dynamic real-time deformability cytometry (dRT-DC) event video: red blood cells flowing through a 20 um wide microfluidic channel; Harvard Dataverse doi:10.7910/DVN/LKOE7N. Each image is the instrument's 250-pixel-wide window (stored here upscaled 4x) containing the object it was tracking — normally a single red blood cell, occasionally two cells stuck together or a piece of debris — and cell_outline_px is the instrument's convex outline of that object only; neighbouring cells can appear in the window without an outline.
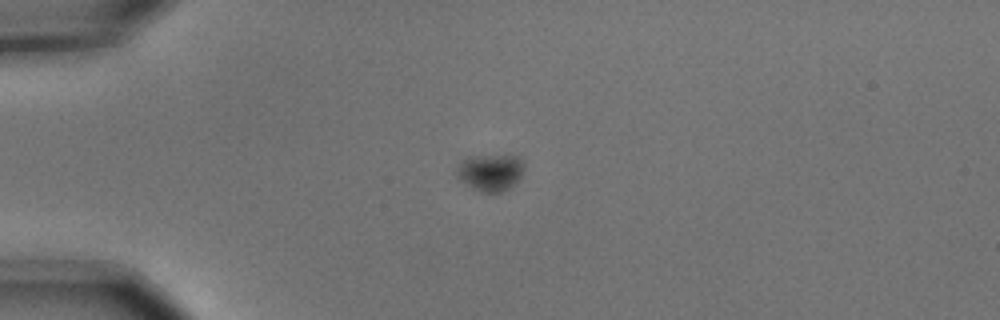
{"species": "common noctule bat (a hibernating species)", "species_latin": "Nyctalus noctula", "temperature_condition": "cold", "stored_images_in_passage": 3, "camera_frame_rate_fps": 3000, "um_per_image_px": 0.085, "animal": {"sex": "male", "body_mass_g": 15.6}, "frame": {"image": 1, "passage_image": 2, "time_ms": 0.333, "image_size_px": [1000, 320], "cell_outline_px": [[524, 168], [520, 176], [508, 188], [500, 192], [480, 192], [472, 188], [460, 180], [456, 176], [456, 164], [460, 160], [468, 156], [520, 156], [524, 160]], "centroid_in_image_um": [41.63, 14.63], "position_along_channel_um": 43.4, "area_um2": 14.57}}